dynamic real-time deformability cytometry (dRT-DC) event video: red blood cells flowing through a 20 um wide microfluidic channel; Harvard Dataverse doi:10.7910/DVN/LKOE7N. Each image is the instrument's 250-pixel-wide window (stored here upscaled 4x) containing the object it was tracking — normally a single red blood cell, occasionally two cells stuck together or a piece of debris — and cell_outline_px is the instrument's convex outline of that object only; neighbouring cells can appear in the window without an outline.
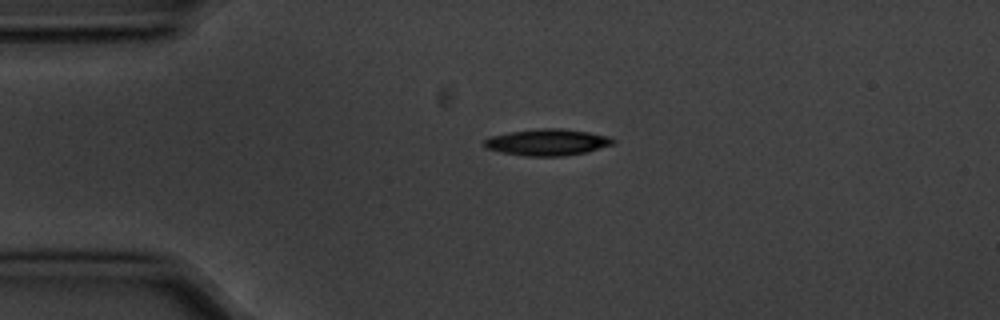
{"species": "common noctule bat (a hibernating species)", "species_latin": "Nyctalus noctula", "temperature_condition": "cold", "stored_images_in_passage": 3, "camera_frame_rate_fps": 3000, "um_per_image_px": 0.085, "animal": {"sex": "male", "body_mass_g": 20.1, "forearm_length_mm": 53.5}, "frame": {"image": 1, "passage_image": 1, "time_ms": 0.0, "image_size_px": [1000, 320], "cell_outline_px": [[616, 140], [612, 144], [584, 152], [564, 156], [524, 156], [500, 152], [484, 148], [484, 140], [488, 136], [508, 132], [540, 128], [564, 128], [588, 132], [608, 136]], "centroid_in_image_um": [46.45, 12.08], "position_along_channel_um": 38.5, "area_um2": 19.94}}